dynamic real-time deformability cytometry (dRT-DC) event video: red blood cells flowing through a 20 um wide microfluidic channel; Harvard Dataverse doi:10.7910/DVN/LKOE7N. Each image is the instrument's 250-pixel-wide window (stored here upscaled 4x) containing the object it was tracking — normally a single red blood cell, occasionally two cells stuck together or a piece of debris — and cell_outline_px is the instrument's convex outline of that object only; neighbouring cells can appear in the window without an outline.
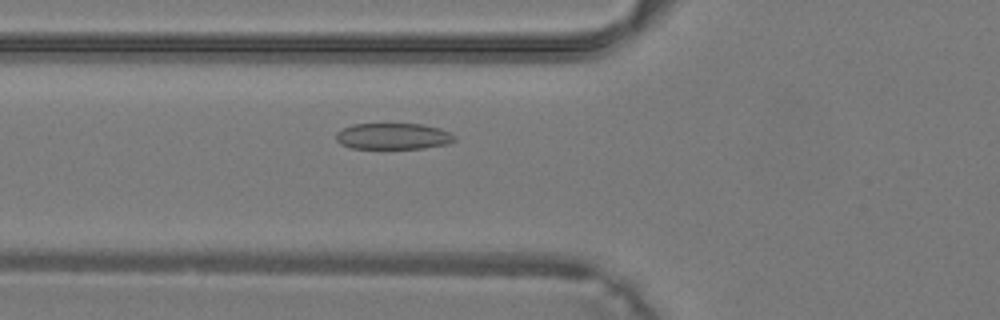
{"species": "common noctule bat (a hibernating species)", "species_latin": "Nyctalus noctula", "temperature_condition": "warm", "stored_images_in_passage": 41, "camera_frame_rate_fps": 3000, "um_per_image_px": 0.085, "animal": {"sex": "male", "body_mass_g": 19.2, "forearm_length_mm": 51.8}, "frame": {"image": 1, "passage_image": 16, "time_ms": 5.0, "image_size_px": [1000, 320], "cell_outline_px": [[456, 140], [448, 144], [424, 148], [352, 148], [340, 144], [336, 140], [336, 132], [352, 124], [420, 124], [440, 128], [456, 136]], "centroid_in_image_um": [33.42, 11.58], "position_along_channel_um": 92.4, "area_um2": 18.09}}
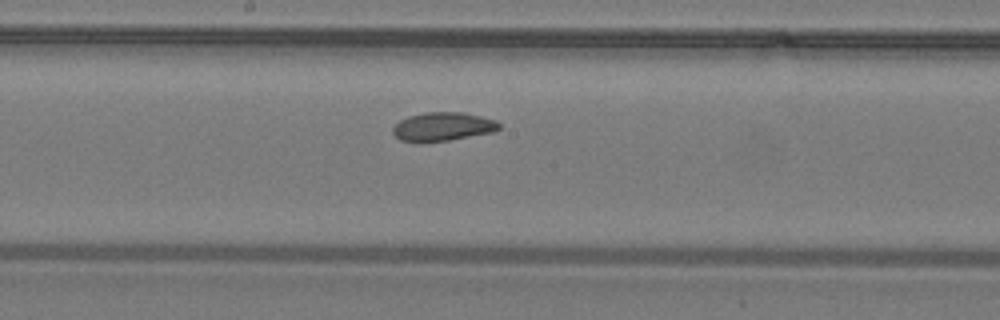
{"frame": {"image": 2, "passage_image": 23, "time_ms": 7.333, "image_size_px": [1000, 320], "cell_outline_px": [[500, 128], [492, 132], [448, 140], [424, 144], [420, 144], [400, 140], [392, 132], [392, 128], [400, 120], [408, 116], [424, 112], [464, 112], [496, 120], [500, 124]], "centroid_in_image_um": [37.59, 10.78], "position_along_channel_um": 210.6, "area_um2": 18.03}}
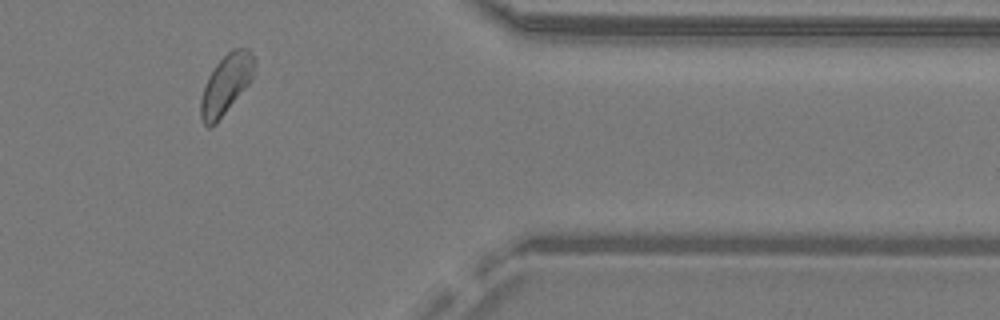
{"frame": {"image": 3, "passage_image": 35, "time_ms": 11.333, "image_size_px": [1000, 320], "cell_outline_px": [[256, 64], [252, 76], [248, 84], [216, 124], [208, 128], [200, 120], [200, 100], [208, 76], [216, 64], [232, 48], [248, 48], [252, 52], [256, 60]], "centroid_in_image_um": [19.21, 7.16], "position_along_channel_um": 392.2, "area_um2": 18.61}}